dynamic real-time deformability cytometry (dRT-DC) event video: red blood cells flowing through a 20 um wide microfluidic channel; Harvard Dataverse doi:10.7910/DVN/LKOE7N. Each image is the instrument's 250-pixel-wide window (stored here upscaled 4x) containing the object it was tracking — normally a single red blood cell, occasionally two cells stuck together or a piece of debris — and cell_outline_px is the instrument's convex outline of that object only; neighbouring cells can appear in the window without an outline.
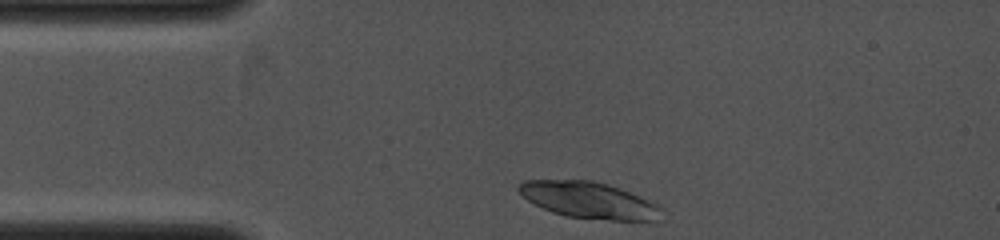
{"species": "common noctule bat (a hibernating species)", "species_latin": "Nyctalus noctula", "temperature_condition": "cold", "stored_images_in_passage": 2, "camera_frame_rate_fps": 4000, "um_per_image_px": 0.085, "animal": {"sex": "female", "body_mass_g": 19.0, "forearm_length_mm": 53.3}, "frame": {"image": 1, "passage_image": 1, "time_ms": 0.0, "image_size_px": [1000, 240], "cell_outline_px": [[664, 208], [652, 220], [612, 220], [564, 216], [552, 212], [528, 200], [516, 188], [524, 180], [592, 180], [608, 184], [628, 192]], "centroid_in_image_um": [49.99, 17.0], "position_along_channel_um": 35.0, "area_um2": 29.54}}